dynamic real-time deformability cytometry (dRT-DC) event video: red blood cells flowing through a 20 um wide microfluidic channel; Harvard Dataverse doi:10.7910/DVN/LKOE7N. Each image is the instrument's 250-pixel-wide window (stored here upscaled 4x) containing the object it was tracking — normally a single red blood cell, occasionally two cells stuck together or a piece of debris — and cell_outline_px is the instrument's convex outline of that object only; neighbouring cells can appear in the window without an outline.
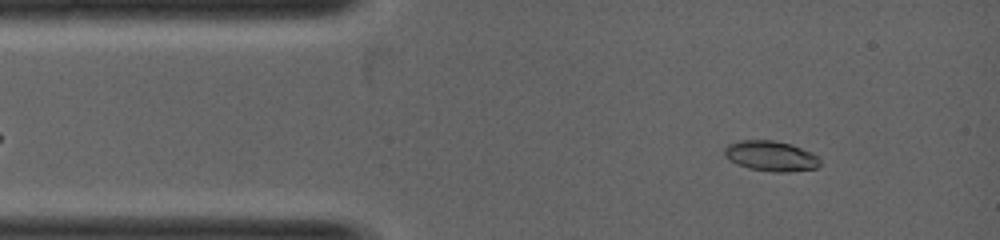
{"species": "common noctule bat (a hibernating species)", "species_latin": "Nyctalus noctula", "temperature_condition": "warm", "stored_images_in_passage": 36, "camera_frame_rate_fps": 5000, "um_per_image_px": 0.085, "animal": {"sex": "female", "body_mass_g": 19.0, "forearm_length_mm": 53.3}, "frame": {"image": 1, "passage_image": 3, "time_ms": 0.4, "image_size_px": [1000, 240], "cell_outline_px": [[820, 164], [816, 168], [788, 172], [772, 172], [748, 168], [736, 164], [728, 160], [724, 156], [724, 148], [728, 144], [740, 140], [772, 140], [792, 144], [812, 152], [820, 156]], "centroid_in_image_um": [65.52, 13.26], "position_along_channel_um": 19.5, "area_um2": 17.17}}
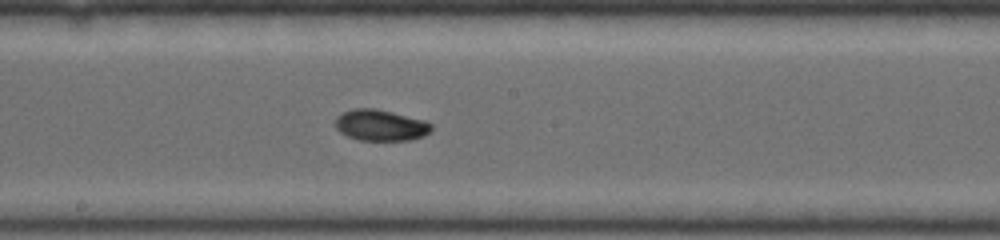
{"frame": {"image": 2, "passage_image": 17, "time_ms": 3.2, "image_size_px": [1000, 240], "cell_outline_px": [[432, 128], [424, 136], [408, 140], [360, 140], [348, 136], [340, 132], [336, 128], [336, 116], [340, 112], [352, 108], [376, 108], [424, 120], [432, 124]], "centroid_in_image_um": [32.32, 10.63], "position_along_channel_um": 215.9, "area_um2": 17.46}}
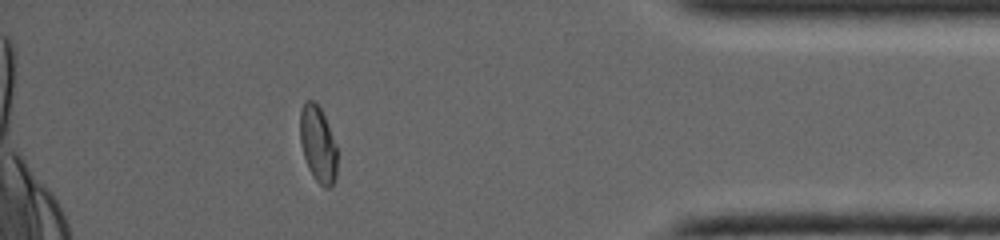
{"frame": {"image": 3, "passage_image": 30, "time_ms": 5.8, "image_size_px": [1000, 240], "cell_outline_px": [[336, 176], [332, 184], [328, 188], [324, 188], [312, 176], [308, 168], [304, 156], [300, 140], [300, 108], [304, 100], [312, 100], [320, 108], [324, 116], [336, 144]], "centroid_in_image_um": [27.0, 12.24], "position_along_channel_um": 408.2, "area_um2": 16.42}}